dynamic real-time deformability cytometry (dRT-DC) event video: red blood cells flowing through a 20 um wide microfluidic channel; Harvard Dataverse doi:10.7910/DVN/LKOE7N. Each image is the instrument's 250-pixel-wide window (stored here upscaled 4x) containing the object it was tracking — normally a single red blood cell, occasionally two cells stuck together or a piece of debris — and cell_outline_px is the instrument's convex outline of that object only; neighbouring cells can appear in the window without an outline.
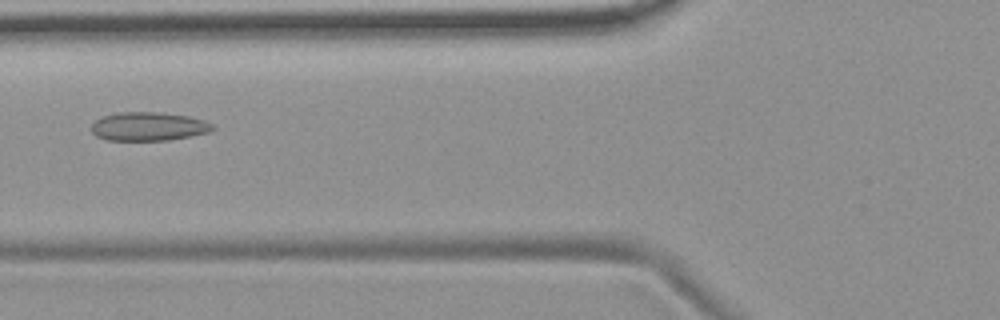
{"species": "common noctule bat (a hibernating species)", "species_latin": "Nyctalus noctula", "temperature_condition": "room temperature", "stored_images_in_passage": 8, "camera_frame_rate_fps": 3000, "um_per_image_px": 0.085, "animal": {"sex": "female", "body_mass_g": 19.9}, "frame": {"image": 1, "passage_image": 5, "time_ms": 5.667, "image_size_px": [1000, 320], "cell_outline_px": [[216, 128], [208, 132], [168, 140], [104, 140], [96, 136], [92, 132], [92, 124], [100, 116], [120, 112], [160, 112], [188, 116], [204, 120], [212, 124]], "centroid_in_image_um": [12.59, 10.74], "position_along_channel_um": 113.2, "area_um2": 20.23}}
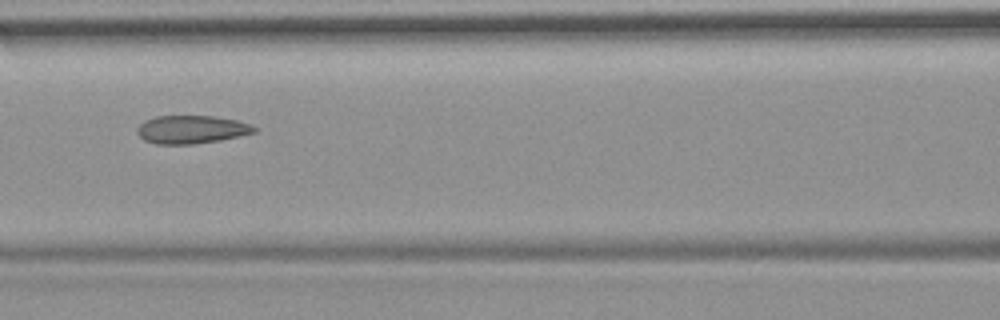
{"frame": {"image": 2, "passage_image": 6, "time_ms": 6.667, "image_size_px": [1000, 320], "cell_outline_px": [[256, 132], [240, 136], [220, 140], [192, 144], [156, 144], [144, 140], [136, 132], [136, 128], [144, 120], [156, 116], [212, 116], [236, 120], [252, 124], [256, 128]], "centroid_in_image_um": [16.26, 11.0], "position_along_channel_um": 150.3, "area_um2": 19.25}}
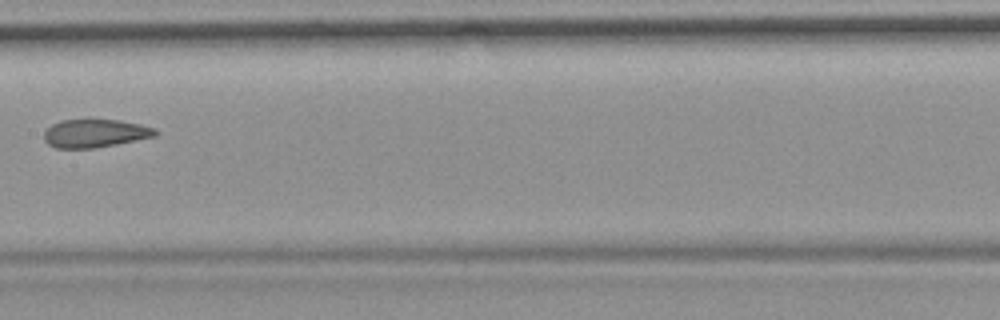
{"frame": {"image": 3, "passage_image": 7, "time_ms": 8.0, "image_size_px": [1000, 320], "cell_outline_px": [[160, 132], [156, 136], [96, 148], [56, 148], [48, 144], [44, 140], [44, 132], [52, 124], [60, 120], [88, 116], [120, 120], [140, 124], [156, 128]], "centroid_in_image_um": [8.08, 11.28], "position_along_channel_um": 199.3, "area_um2": 19.19}}